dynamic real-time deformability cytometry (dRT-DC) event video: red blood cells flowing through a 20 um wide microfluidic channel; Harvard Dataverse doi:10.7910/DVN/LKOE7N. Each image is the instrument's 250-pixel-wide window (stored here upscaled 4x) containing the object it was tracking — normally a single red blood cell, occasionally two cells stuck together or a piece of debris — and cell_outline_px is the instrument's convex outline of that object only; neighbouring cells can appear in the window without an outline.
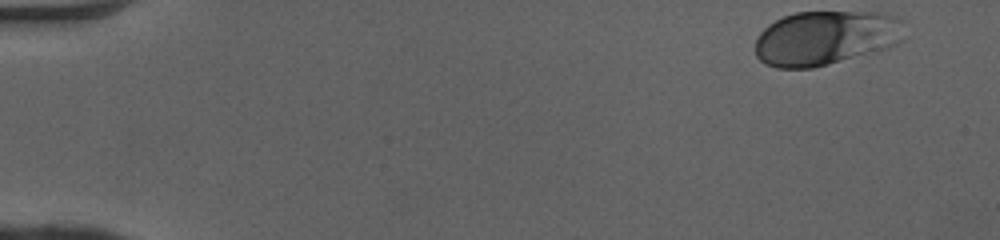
{"species": "human", "species_latin": "Homo sapiens", "temperature_condition": "cold", "stored_images_in_passage": 42, "camera_frame_rate_fps": 3000, "um_per_image_px": 0.085, "donor": {"sex": "female"}, "frame": {"image": 1, "passage_image": 1, "time_ms": 0.0, "image_size_px": [1000, 240], "cell_outline_px": [[904, 40], [888, 48], [876, 52], [812, 68], [776, 68], [764, 64], [756, 56], [756, 36], [768, 24], [784, 16], [796, 12], [880, 12], [896, 16], [900, 20]], "centroid_in_image_um": [70.17, 3.23], "position_along_channel_um": 14.8, "area_um2": 47.63}}
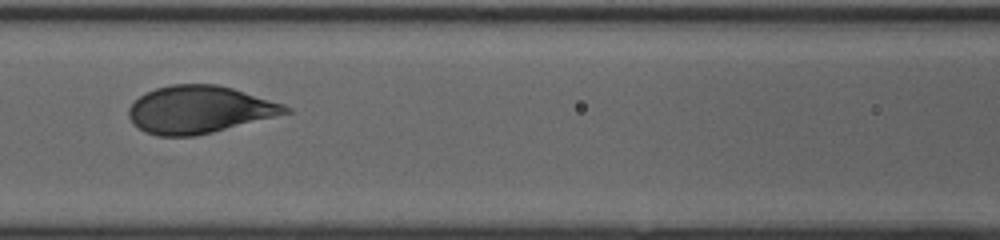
{"frame": {"image": 2, "passage_image": 21, "time_ms": 6.667, "image_size_px": [1000, 240], "cell_outline_px": [[292, 112], [212, 132], [192, 136], [156, 136], [144, 132], [132, 124], [128, 116], [128, 108], [140, 96], [156, 88], [172, 84], [216, 84], [232, 88], [284, 104], [292, 108]], "centroid_in_image_um": [16.92, 9.32], "position_along_channel_um": 149.7, "area_um2": 43.18}}
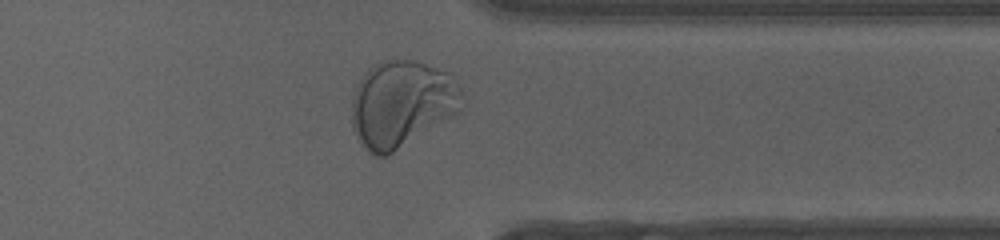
{"frame": {"image": 3, "passage_image": 38, "time_ms": 12.333, "image_size_px": [1000, 240], "cell_outline_px": [[464, 96], [456, 112], [452, 116], [388, 156], [372, 156], [368, 152], [356, 136], [352, 128], [352, 96], [364, 72], [372, 64], [380, 60], [412, 60], [448, 72], [460, 84]], "centroid_in_image_um": [34.12, 8.82], "position_along_channel_um": 377.3, "area_um2": 55.78}, "authors_computed_cell_mechanics": {"area_um2": 44.6794, "velocity_mm_per_s": 4.0655, "shape_relaxation_time_tau1_ms": 2.8023, "shape_relaxation_time_tau2_ms": null, "deformation_change_tau1": 0.1477, "deformation_change_tau2": null}}